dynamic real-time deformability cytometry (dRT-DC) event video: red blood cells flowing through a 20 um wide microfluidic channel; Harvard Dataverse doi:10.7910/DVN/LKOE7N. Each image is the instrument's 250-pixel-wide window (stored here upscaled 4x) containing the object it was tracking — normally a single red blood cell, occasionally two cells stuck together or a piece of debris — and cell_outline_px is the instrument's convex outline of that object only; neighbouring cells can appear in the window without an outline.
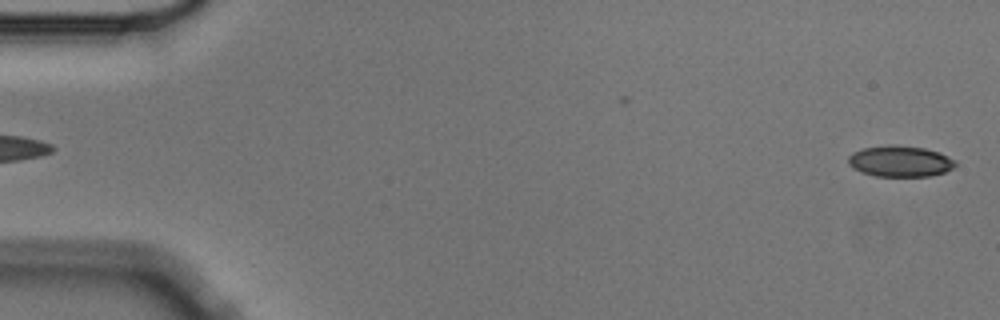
{"species": "Egyptian fruit bat (a non-hibernating species)", "species_latin": "Rousettus aegyptiacus", "temperature_condition": "cold", "stored_images_in_passage": 5, "segment_of_instrument_passage": [2, 2], "camera_frame_rate_fps": 3000, "um_per_image_px": 0.085, "animal": {"sex": "male"}, "frame": {"image": 1, "passage_image": 5, "time_ms": 1.333, "image_size_px": [1000, 320], "cell_outline_px": [[956, 164], [952, 168], [944, 172], [928, 176], [876, 176], [860, 172], [852, 168], [848, 164], [848, 156], [852, 152], [864, 148], [888, 144], [896, 144], [924, 148], [940, 152], [956, 160]], "centroid_in_image_um": [76.48, 13.69], "position_along_channel_um": 8.5, "area_um2": 19.59}}